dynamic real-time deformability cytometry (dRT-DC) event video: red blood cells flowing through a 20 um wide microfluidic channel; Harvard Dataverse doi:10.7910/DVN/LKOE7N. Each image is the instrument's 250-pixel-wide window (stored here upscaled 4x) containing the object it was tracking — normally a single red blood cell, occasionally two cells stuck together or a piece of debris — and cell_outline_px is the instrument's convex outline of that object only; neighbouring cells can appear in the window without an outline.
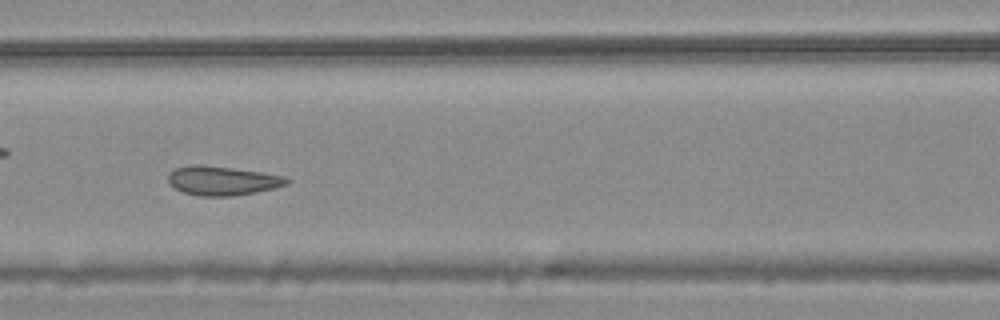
{"species": "common noctule bat (a hibernating species)", "species_latin": "Nyctalus noctula", "temperature_condition": "warm", "stored_images_in_passage": 53, "camera_frame_rate_fps": 3000, "um_per_image_px": 0.085, "animal": {"sex": "male", "body_mass_g": 20.4}, "frame": {"image": 1, "passage_image": 23, "time_ms": 7.333, "image_size_px": [1000, 320], "cell_outline_px": [[292, 180], [288, 184], [256, 192], [232, 196], [200, 196], [184, 192], [168, 184], [168, 172], [176, 168], [196, 164], [232, 168], [260, 172], [284, 176]], "centroid_in_image_um": [18.89, 15.36], "position_along_channel_um": 147.7, "area_um2": 20.0}, "authors_computed_cell_mechanics": {"area_um2": 21.2704, "velocity_mm_per_s": 3.7077, "shape_relaxation_time_tau1_ms": 11.1747, "shape_relaxation_time_tau2_ms": 0.6231, "deformation_change_tau1": 0.1289, "deformation_change_tau2": 0.0565}}